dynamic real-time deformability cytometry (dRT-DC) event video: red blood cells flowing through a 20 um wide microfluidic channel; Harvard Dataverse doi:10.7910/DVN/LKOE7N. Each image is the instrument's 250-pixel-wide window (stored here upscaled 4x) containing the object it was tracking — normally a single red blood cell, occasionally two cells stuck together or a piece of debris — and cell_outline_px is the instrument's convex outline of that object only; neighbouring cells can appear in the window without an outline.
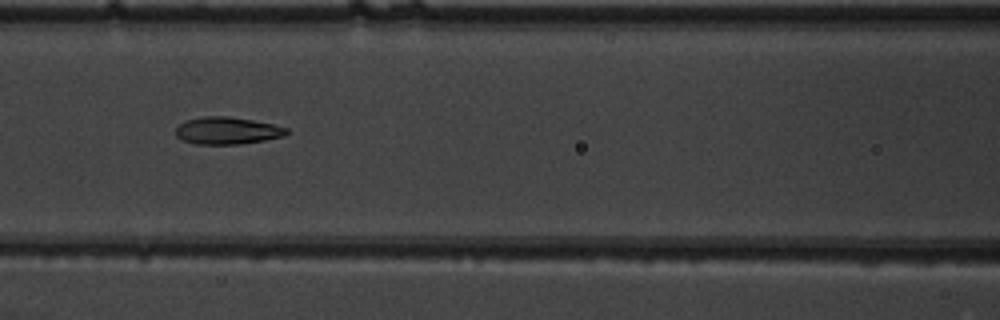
{"species": "common noctule bat (a hibernating species)", "species_latin": "Nyctalus noctula", "temperature_condition": "warm", "stored_images_in_passage": 8, "camera_frame_rate_fps": 3000, "um_per_image_px": 0.085, "animal": {"sex": "male", "body_mass_g": 19.5, "forearm_length_mm": 54.6}, "frame": {"image": 1, "passage_image": 7, "time_ms": 2.0, "image_size_px": [1000, 320], "cell_outline_px": [[288, 132], [284, 136], [264, 140], [240, 144], [196, 144], [184, 140], [176, 136], [176, 128], [184, 120], [204, 116], [228, 116], [252, 120], [272, 124], [288, 128]], "centroid_in_image_um": [19.3, 11.1], "position_along_channel_um": 147.3, "area_um2": 17.51}}
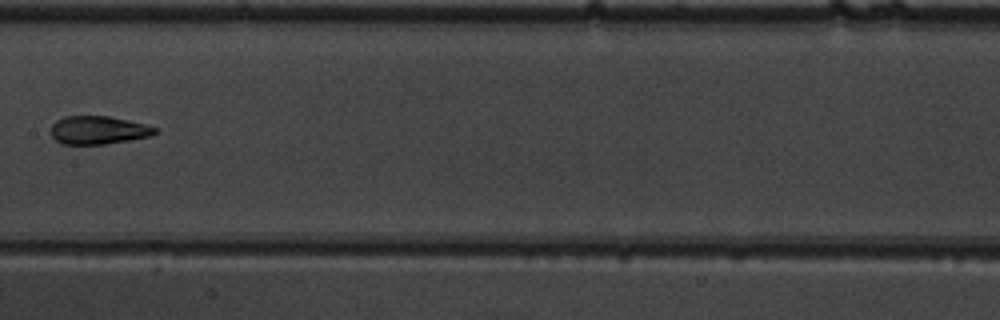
{"frame": {"image": 2, "passage_image": 8, "time_ms": 2.333, "image_size_px": [1000, 320], "cell_outline_px": [[156, 132], [152, 136], [104, 144], [64, 144], [56, 140], [52, 136], [52, 124], [56, 120], [64, 116], [108, 116], [128, 120], [144, 124], [156, 128]], "centroid_in_image_um": [8.34, 11.05], "position_along_channel_um": 199.1, "area_um2": 16.94}}